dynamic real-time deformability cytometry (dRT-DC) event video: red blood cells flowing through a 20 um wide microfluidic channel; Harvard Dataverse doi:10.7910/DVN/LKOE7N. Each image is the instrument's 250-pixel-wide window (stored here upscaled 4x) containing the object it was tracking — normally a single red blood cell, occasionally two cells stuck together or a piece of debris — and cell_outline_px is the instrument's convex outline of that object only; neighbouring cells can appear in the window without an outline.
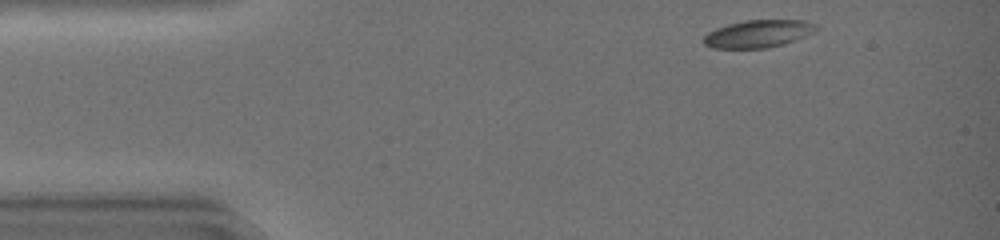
{"species": "common noctule bat (a hibernating species)", "species_latin": "Nyctalus noctula", "temperature_condition": "warm", "stored_images_in_passage": 36, "camera_frame_rate_fps": 3000, "um_per_image_px": 0.085, "animal": {"sex": "female", "body_mass_g": 19.0, "forearm_length_mm": 51.5}, "frame": {"image": 1, "passage_image": 1, "time_ms": 0.0, "image_size_px": [1000, 240], "cell_outline_px": [[820, 28], [816, 32], [784, 44], [768, 48], [712, 48], [704, 44], [704, 36], [708, 32], [716, 28], [728, 24], [744, 20], [804, 20], [816, 24]], "centroid_in_image_um": [64.49, 2.86], "position_along_channel_um": 20.5, "area_um2": 18.21}}
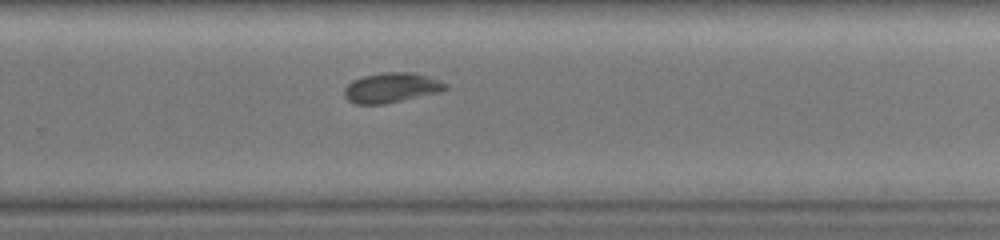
{"frame": {"image": 2, "passage_image": 25, "time_ms": 8.0, "image_size_px": [1000, 240], "cell_outline_px": [[448, 88], [440, 92], [384, 104], [352, 104], [344, 96], [344, 88], [352, 80], [364, 76], [384, 72], [412, 72], [440, 80], [448, 84]], "centroid_in_image_um": [33.26, 7.46], "position_along_channel_um": 296.5, "area_um2": 17.69}}
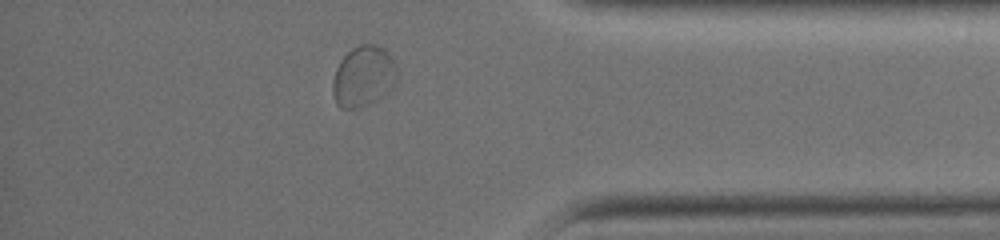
{"frame": {"image": 3, "passage_image": 33, "time_ms": 10.667, "image_size_px": [1000, 240], "cell_outline_px": [[396, 84], [388, 92], [376, 100], [368, 104], [356, 108], [340, 108], [336, 104], [332, 92], [332, 80], [336, 68], [340, 60], [352, 48], [360, 44], [376, 44], [384, 48], [388, 52], [396, 64]], "centroid_in_image_um": [30.89, 6.48], "position_along_channel_um": 404.3, "area_um2": 23.0}, "authors_computed_cell_mechanics": {"area_um2": 17.9469, "velocity_mm_per_s": 4.4048, "shape_relaxation_time_tau1_ms": 3.4163, "shape_relaxation_time_tau2_ms": 2.3869, "deformation_change_tau1": 0.1258, "deformation_change_tau2": 0.0438}}